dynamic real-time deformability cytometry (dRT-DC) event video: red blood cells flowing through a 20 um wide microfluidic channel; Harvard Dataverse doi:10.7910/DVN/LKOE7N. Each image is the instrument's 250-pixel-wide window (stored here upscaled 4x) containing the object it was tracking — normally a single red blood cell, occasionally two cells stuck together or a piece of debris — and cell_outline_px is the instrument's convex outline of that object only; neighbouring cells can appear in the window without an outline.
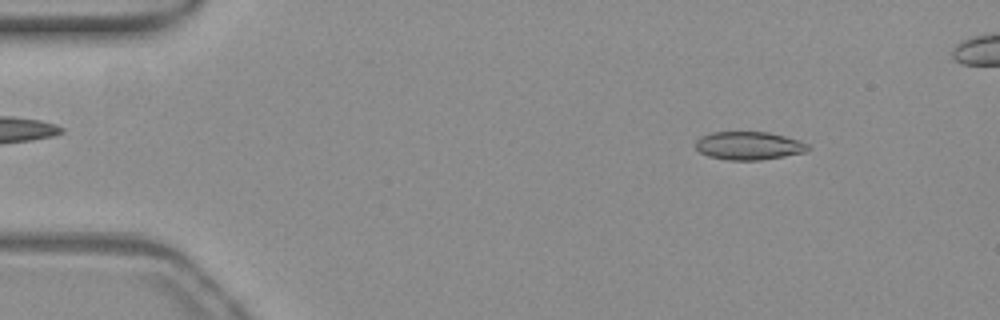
{"species": "common noctule bat (a hibernating species)", "species_latin": "Nyctalus noctula", "temperature_condition": "warm", "stored_images_in_passage": 45, "camera_frame_rate_fps": 3000, "um_per_image_px": 0.085, "animal": {"sex": "female", "body_mass_g": 19.3, "forearm_length_mm": 54.1}, "frame": {"image": 1, "passage_image": 1, "time_ms": 0.0, "image_size_px": [1000, 320], "cell_outline_px": [[812, 148], [808, 152], [760, 160], [728, 160], [708, 156], [700, 152], [696, 148], [696, 140], [700, 136], [712, 132], [768, 132], [800, 140], [808, 144]], "centroid_in_image_um": [63.68, 12.38], "position_along_channel_um": 21.3, "area_um2": 18.61}}
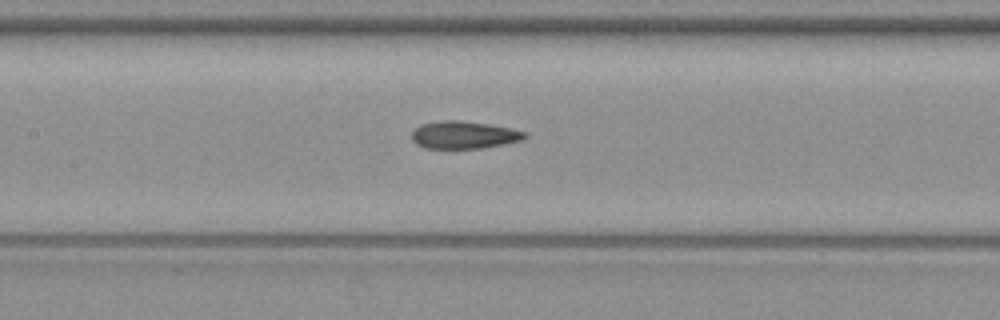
{"frame": {"image": 2, "passage_image": 19, "time_ms": 6.0, "image_size_px": [1000, 320], "cell_outline_px": [[528, 136], [524, 140], [484, 148], [424, 148], [416, 144], [412, 140], [412, 132], [420, 124], [440, 120], [460, 120], [488, 124], [512, 128], [528, 132]], "centroid_in_image_um": [39.47, 11.46], "position_along_channel_um": 167.9, "area_um2": 18.38}}
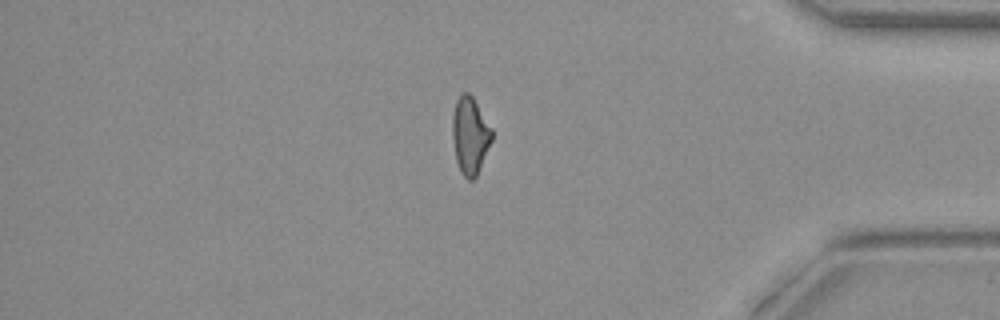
{"frame": {"image": 3, "passage_image": 39, "time_ms": 12.667, "image_size_px": [1000, 320], "cell_outline_px": [[492, 140], [476, 176], [472, 180], [468, 180], [460, 172], [456, 160], [452, 136], [452, 116], [456, 100], [464, 92], [468, 92], [472, 96], [492, 128]], "centroid_in_image_um": [39.94, 11.52], "position_along_channel_um": 395.3, "area_um2": 17.63}}